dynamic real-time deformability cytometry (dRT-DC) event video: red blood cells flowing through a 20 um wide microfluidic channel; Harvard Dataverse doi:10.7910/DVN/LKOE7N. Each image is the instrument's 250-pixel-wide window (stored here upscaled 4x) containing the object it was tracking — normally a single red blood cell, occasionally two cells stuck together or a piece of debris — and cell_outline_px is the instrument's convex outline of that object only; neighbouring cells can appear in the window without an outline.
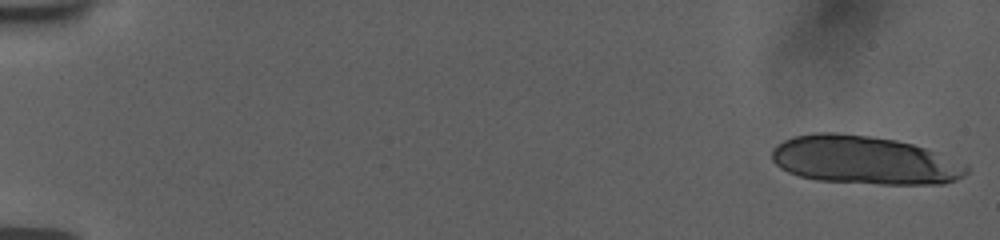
{"species": "human", "species_latin": "Homo sapiens", "temperature_condition": "room temperature", "stored_images_in_passage": 18, "camera_frame_rate_fps": 3000, "um_per_image_px": 0.085, "donor": {"sex": "female"}, "frame": {"image": 1, "passage_image": 1, "time_ms": 0.0, "image_size_px": [1000, 240], "cell_outline_px": [[968, 172], [964, 176], [956, 180], [944, 184], [880, 184], [816, 180], [800, 176], [788, 172], [780, 168], [772, 160], [772, 148], [776, 144], [792, 136], [812, 132], [836, 132], [868, 136], [896, 140], [912, 144], [924, 148], [968, 164]], "centroid_in_image_um": [73.45, 13.61], "position_along_channel_um": 11.5, "area_um2": 55.08}}